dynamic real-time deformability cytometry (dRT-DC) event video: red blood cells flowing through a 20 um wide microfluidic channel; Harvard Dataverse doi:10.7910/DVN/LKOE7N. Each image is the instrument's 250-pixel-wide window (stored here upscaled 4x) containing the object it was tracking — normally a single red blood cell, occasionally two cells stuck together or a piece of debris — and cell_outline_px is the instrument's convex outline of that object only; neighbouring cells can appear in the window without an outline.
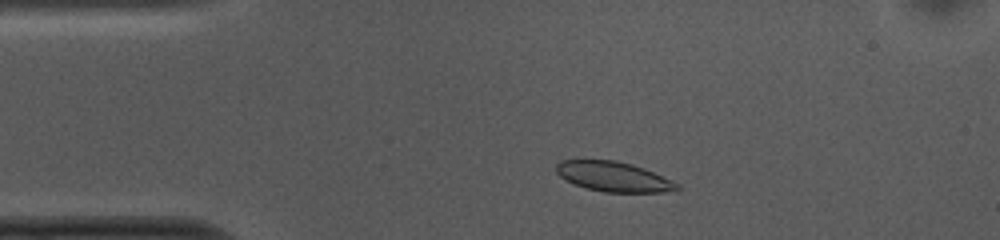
{"species": "common noctule bat (a hibernating species)", "species_latin": "Nyctalus noctula", "temperature_condition": "cold", "stored_images_in_passage": 48, "camera_frame_rate_fps": 3000, "um_per_image_px": 0.085, "animal": {"sex": "female", "body_mass_g": 10.0, "forearm_length_mm": 53.1}, "frame": {"image": 1, "passage_image": 5, "time_ms": 1.333, "image_size_px": [1000, 240], "cell_outline_px": [[680, 188], [660, 192], [604, 192], [588, 188], [576, 184], [560, 176], [556, 172], [556, 164], [560, 160], [616, 160], [632, 164], [644, 168], [672, 180], [680, 184]], "centroid_in_image_um": [52.16, 15.0], "position_along_channel_um": 32.8, "area_um2": 20.81}}
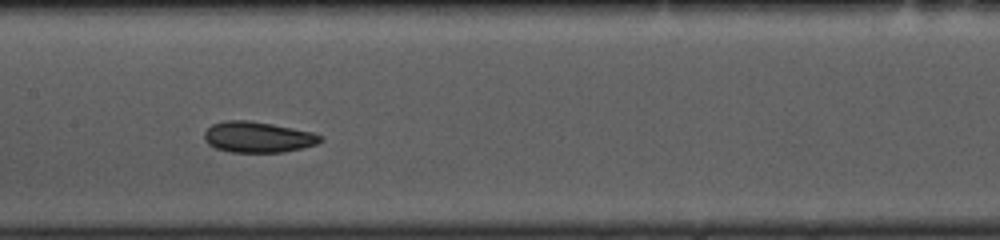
{"frame": {"image": 2, "passage_image": 20, "time_ms": 6.333, "image_size_px": [1000, 240], "cell_outline_px": [[324, 140], [316, 144], [300, 148], [280, 152], [232, 152], [216, 148], [208, 144], [204, 140], [204, 132], [212, 124], [224, 120], [248, 120], [272, 124], [312, 132], [324, 136]], "centroid_in_image_um": [21.9, 11.64], "position_along_channel_um": 185.5, "area_um2": 20.81}}
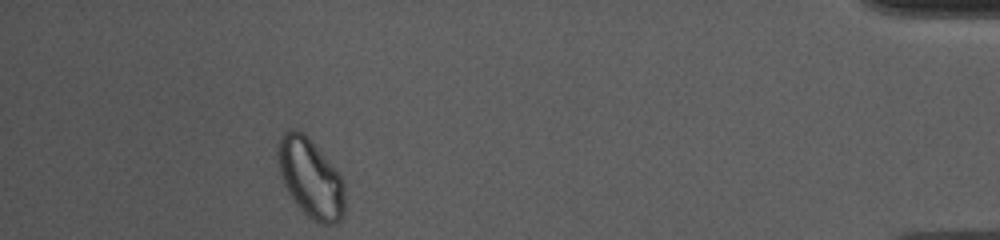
{"frame": {"image": 3, "passage_image": 43, "time_ms": 14.0, "image_size_px": [1000, 240], "cell_outline_px": [[344, 216], [336, 224], [320, 224], [312, 220], [300, 208], [288, 192], [284, 184], [276, 160], [276, 148], [284, 132], [288, 128], [296, 128], [304, 132], [308, 136], [344, 180]], "centroid_in_image_um": [26.39, 15.12], "position_along_channel_um": 408.8, "area_um2": 30.98}, "authors_computed_cell_mechanics": {"area_um2": 21.1837, "velocity_mm_per_s": 3.7082, "shape_relaxation_time_tau1_ms": 3.9175, "shape_relaxation_time_tau2_ms": 5.9641, "deformation_change_tau1": 0.0791, "deformation_change_tau2": 0.0716}}